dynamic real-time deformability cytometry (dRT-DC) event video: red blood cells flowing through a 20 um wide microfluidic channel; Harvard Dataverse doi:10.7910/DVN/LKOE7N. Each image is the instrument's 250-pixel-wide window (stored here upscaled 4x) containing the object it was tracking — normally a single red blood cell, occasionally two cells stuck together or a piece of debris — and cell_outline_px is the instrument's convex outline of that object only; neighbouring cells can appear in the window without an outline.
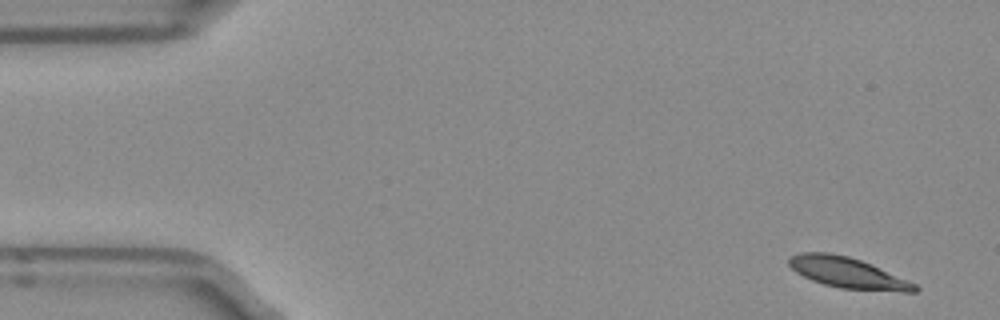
{"species": "Egyptian fruit bat (a non-hibernating species)", "species_latin": "Rousettus aegyptiacus", "temperature_condition": "room temperature", "stored_images_in_passage": 4, "camera_frame_rate_fps": 3000, "um_per_image_px": 0.085, "frame": {"image": 1, "passage_image": 1, "time_ms": 0.0, "image_size_px": [1000, 320], "cell_outline_px": [[920, 288], [916, 292], [904, 292], [840, 288], [824, 284], [812, 280], [796, 272], [788, 264], [788, 260], [792, 256], [800, 252], [828, 252], [848, 256], [860, 260], [916, 284]], "centroid_in_image_um": [72.03, 23.19], "position_along_channel_um": 13.0, "area_um2": 22.2}}
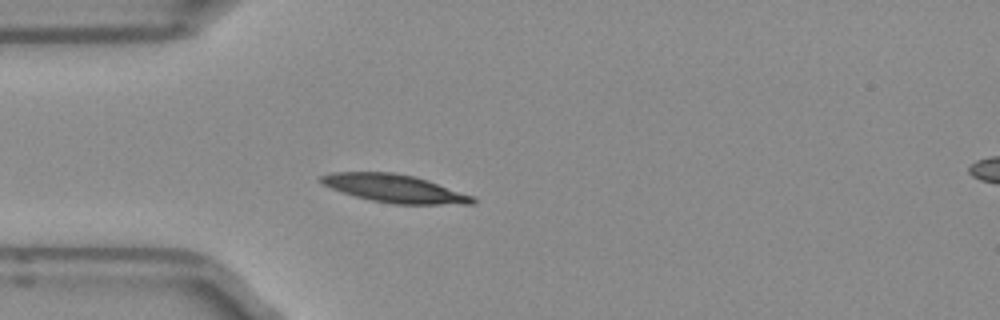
{"frame": {"image": 2, "passage_image": 4, "time_ms": 1.0, "image_size_px": [1000, 320], "cell_outline_px": [[476, 200], [472, 204], [392, 204], [372, 200], [356, 196], [320, 184], [316, 180], [320, 176], [332, 172], [392, 172], [412, 176], [428, 180], [476, 196]], "centroid_in_image_um": [33.55, 16.02], "position_along_channel_um": 51.5, "area_um2": 24.8}}